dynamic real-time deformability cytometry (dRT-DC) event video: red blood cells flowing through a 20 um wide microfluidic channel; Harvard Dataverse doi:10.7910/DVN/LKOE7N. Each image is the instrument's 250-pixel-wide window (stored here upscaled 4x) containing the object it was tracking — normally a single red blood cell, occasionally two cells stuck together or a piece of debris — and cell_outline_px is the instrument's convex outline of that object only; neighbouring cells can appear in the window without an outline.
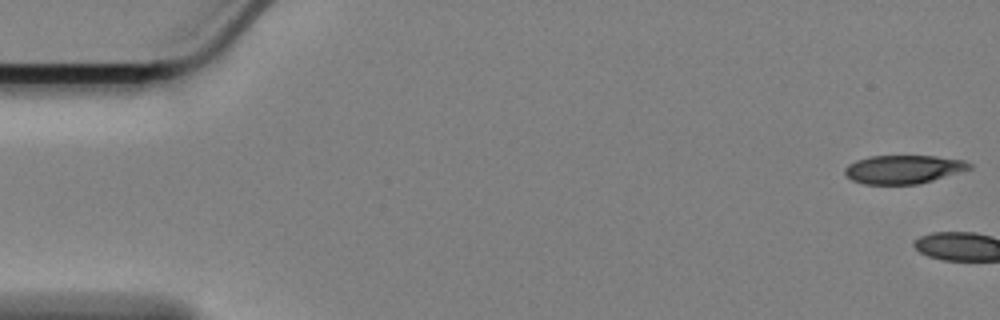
{"species": "Egyptian fruit bat (a non-hibernating species)", "species_latin": "Rousettus aegyptiacus", "temperature_condition": "cold", "stored_images_in_passage": 4, "camera_frame_rate_fps": 3000, "um_per_image_px": 0.085, "animal": {"sex": "female"}, "frame": {"image": 1, "passage_image": 1, "time_ms": 0.0, "image_size_px": [1000, 320], "cell_outline_px": [[972, 168], [920, 184], [864, 184], [852, 180], [844, 172], [844, 168], [848, 164], [856, 160], [872, 156], [936, 156], [964, 160], [972, 164]], "centroid_in_image_um": [76.79, 14.39], "position_along_channel_um": 8.2, "area_um2": 20.63}}